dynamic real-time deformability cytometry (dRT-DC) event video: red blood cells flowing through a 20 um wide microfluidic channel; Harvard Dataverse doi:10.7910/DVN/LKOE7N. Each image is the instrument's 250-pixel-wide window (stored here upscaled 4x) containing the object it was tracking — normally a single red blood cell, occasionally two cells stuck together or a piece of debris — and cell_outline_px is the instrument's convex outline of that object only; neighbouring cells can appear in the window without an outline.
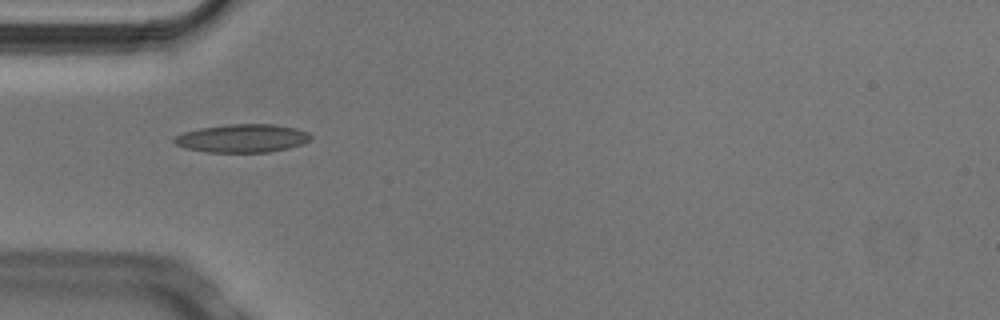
{"species": "Egyptian fruit bat (a non-hibernating species)", "species_latin": "Rousettus aegyptiacus", "temperature_condition": "cold", "stored_images_in_passage": 6, "camera_frame_rate_fps": 3000, "um_per_image_px": 0.085, "animal": {"sex": "male"}, "frame": {"image": 1, "passage_image": 5, "time_ms": 1.333, "image_size_px": [1000, 320], "cell_outline_px": [[312, 136], [308, 140], [300, 144], [288, 148], [268, 152], [208, 152], [184, 148], [176, 144], [172, 140], [176, 136], [184, 132], [200, 128], [228, 124], [272, 124], [296, 128], [308, 132]], "centroid_in_image_um": [20.57, 11.75], "position_along_channel_um": 64.4, "area_um2": 22.31}}